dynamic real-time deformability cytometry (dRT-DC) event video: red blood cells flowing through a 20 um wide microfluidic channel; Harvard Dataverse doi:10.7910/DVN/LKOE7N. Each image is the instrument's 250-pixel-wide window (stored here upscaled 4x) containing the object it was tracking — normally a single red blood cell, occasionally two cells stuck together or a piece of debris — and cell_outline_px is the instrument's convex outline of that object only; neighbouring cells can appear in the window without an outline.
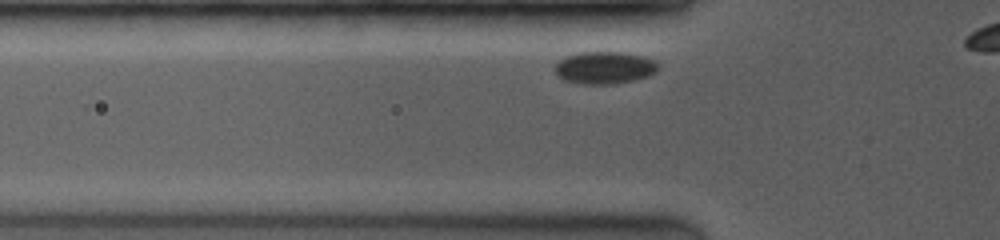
{"species": "common noctule bat (a hibernating species)", "species_latin": "Nyctalus noctula", "temperature_condition": "room temperature", "stored_images_in_passage": 9, "camera_frame_rate_fps": 3500, "um_per_image_px": 0.085, "animal": {"sex": "female", "body_mass_g": 19.0, "forearm_length_mm": 53.3}, "frame": {"image": 1, "passage_image": 3, "time_ms": 0.571, "image_size_px": [1000, 240], "cell_outline_px": [[660, 68], [656, 72], [648, 76], [632, 80], [612, 84], [580, 84], [564, 80], [556, 76], [556, 64], [560, 60], [568, 56], [580, 52], [624, 52], [644, 56], [656, 60], [660, 64]], "centroid_in_image_um": [51.43, 5.75], "position_along_channel_um": 74.4, "area_um2": 19.59}}